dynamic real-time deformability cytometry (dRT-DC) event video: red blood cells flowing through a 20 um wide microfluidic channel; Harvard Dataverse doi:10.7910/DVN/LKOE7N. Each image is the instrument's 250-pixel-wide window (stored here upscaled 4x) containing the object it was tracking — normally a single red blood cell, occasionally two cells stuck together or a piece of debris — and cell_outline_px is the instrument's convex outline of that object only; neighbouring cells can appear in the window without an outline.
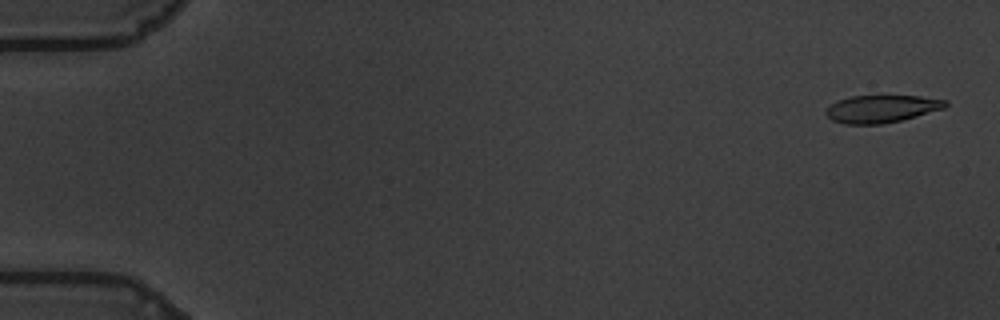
{"species": "common noctule bat (a hibernating species)", "species_latin": "Nyctalus noctula", "temperature_condition": "warm", "stored_images_in_passage": 58, "camera_frame_rate_fps": 3000, "um_per_image_px": 0.085, "animal": {"sex": "male", "body_mass_g": 19.5, "forearm_length_mm": 54.6}, "frame": {"image": 1, "passage_image": 2, "time_ms": 0.333, "image_size_px": [1000, 320], "cell_outline_px": [[948, 104], [944, 108], [900, 120], [880, 124], [844, 124], [832, 120], [824, 112], [836, 100], [852, 96], [920, 96], [948, 100]], "centroid_in_image_um": [74.92, 9.24], "position_along_channel_um": 10.1, "area_um2": 18.96}}
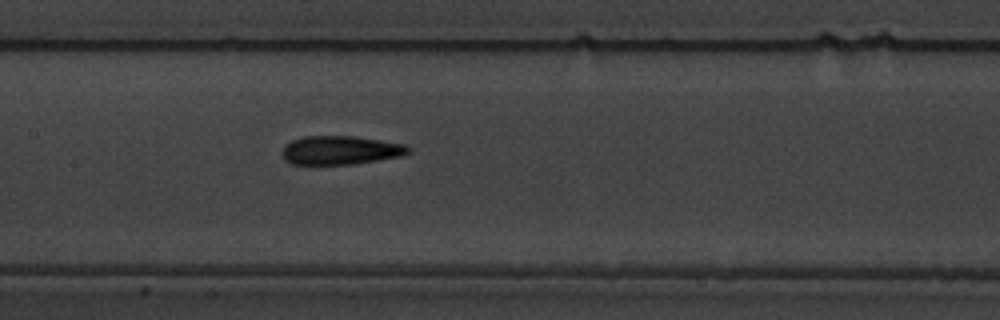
{"frame": {"image": 2, "passage_image": 29, "time_ms": 9.333, "image_size_px": [1000, 320], "cell_outline_px": [[412, 148], [408, 152], [400, 156], [352, 164], [292, 164], [284, 160], [280, 156], [280, 152], [284, 144], [292, 140], [304, 136], [352, 136], [380, 140], [404, 144]], "centroid_in_image_um": [28.85, 12.76], "position_along_channel_um": 178.5, "area_um2": 21.15}}
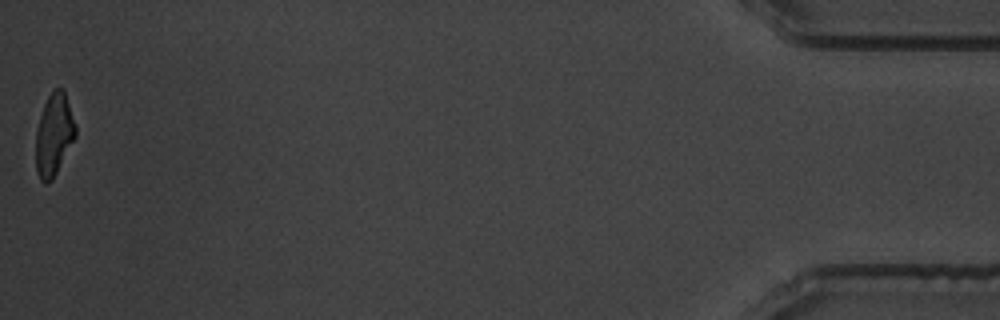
{"frame": {"image": 3, "passage_image": 58, "time_ms": 19.0, "image_size_px": [1000, 320], "cell_outline_px": [[76, 136], [52, 180], [44, 184], [40, 180], [36, 172], [36, 128], [44, 104], [52, 88], [64, 88], [76, 124]], "centroid_in_image_um": [4.59, 11.42], "position_along_channel_um": 430.6, "area_um2": 19.19}, "authors_computed_cell_mechanics": {"area_um2": 20.5768, "velocity_mm_per_s": 3.5359, "shape_relaxation_time_tau1_ms": 5.918, "shape_relaxation_time_tau2_ms": 1.7572, "deformation_change_tau1": 0.2092, "deformation_change_tau2": 0.1108}}